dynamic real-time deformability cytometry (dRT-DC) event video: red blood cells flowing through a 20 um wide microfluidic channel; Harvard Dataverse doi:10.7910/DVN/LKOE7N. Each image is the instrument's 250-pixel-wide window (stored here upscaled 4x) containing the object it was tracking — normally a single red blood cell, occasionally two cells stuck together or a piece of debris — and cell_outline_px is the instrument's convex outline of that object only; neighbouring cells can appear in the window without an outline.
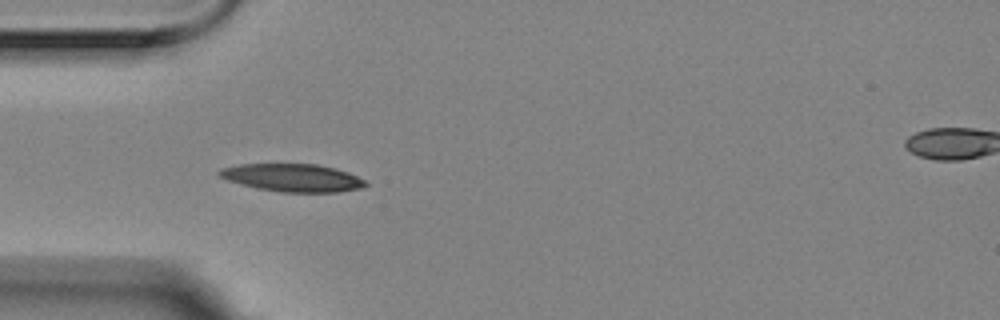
{"species": "Egyptian fruit bat (a non-hibernating species)", "species_latin": "Rousettus aegyptiacus", "temperature_condition": "room temperature", "stored_images_in_passage": 5, "camera_frame_rate_fps": 3000, "um_per_image_px": 0.085, "animal": {"sex": "female"}, "frame": {"image": 1, "passage_image": 5, "time_ms": 1.333, "image_size_px": [1000, 320], "cell_outline_px": [[368, 184], [360, 188], [340, 192], [280, 192], [256, 188], [228, 180], [220, 176], [216, 172], [224, 168], [240, 164], [316, 164], [336, 168], [348, 172], [364, 180]], "centroid_in_image_um": [24.89, 15.11], "position_along_channel_um": 60.1, "area_um2": 23.52}}